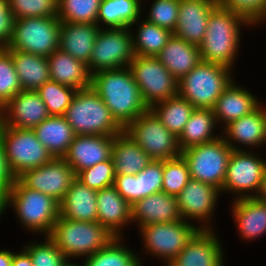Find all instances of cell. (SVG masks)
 Wrapping results in <instances>:
<instances>
[{
	"mask_svg": "<svg viewBox=\"0 0 266 266\" xmlns=\"http://www.w3.org/2000/svg\"><path fill=\"white\" fill-rule=\"evenodd\" d=\"M91 88L123 128L149 109L142 100L129 67L95 72L92 74Z\"/></svg>",
	"mask_w": 266,
	"mask_h": 266,
	"instance_id": "1",
	"label": "cell"
},
{
	"mask_svg": "<svg viewBox=\"0 0 266 266\" xmlns=\"http://www.w3.org/2000/svg\"><path fill=\"white\" fill-rule=\"evenodd\" d=\"M249 26L253 27L243 16L217 5L209 16L204 39L199 45L202 61L235 69L242 41L240 34Z\"/></svg>",
	"mask_w": 266,
	"mask_h": 266,
	"instance_id": "2",
	"label": "cell"
},
{
	"mask_svg": "<svg viewBox=\"0 0 266 266\" xmlns=\"http://www.w3.org/2000/svg\"><path fill=\"white\" fill-rule=\"evenodd\" d=\"M13 208L23 229L49 236L59 218V202L42 192L25 187L18 179L6 193L5 211Z\"/></svg>",
	"mask_w": 266,
	"mask_h": 266,
	"instance_id": "3",
	"label": "cell"
},
{
	"mask_svg": "<svg viewBox=\"0 0 266 266\" xmlns=\"http://www.w3.org/2000/svg\"><path fill=\"white\" fill-rule=\"evenodd\" d=\"M49 237L68 260L74 261L93 255L114 238L99 222L70 220L60 215Z\"/></svg>",
	"mask_w": 266,
	"mask_h": 266,
	"instance_id": "4",
	"label": "cell"
},
{
	"mask_svg": "<svg viewBox=\"0 0 266 266\" xmlns=\"http://www.w3.org/2000/svg\"><path fill=\"white\" fill-rule=\"evenodd\" d=\"M64 117L75 135L111 136L124 131L91 87L75 93Z\"/></svg>",
	"mask_w": 266,
	"mask_h": 266,
	"instance_id": "5",
	"label": "cell"
},
{
	"mask_svg": "<svg viewBox=\"0 0 266 266\" xmlns=\"http://www.w3.org/2000/svg\"><path fill=\"white\" fill-rule=\"evenodd\" d=\"M233 77L234 73L230 68L201 61L178 80V95L195 108L212 109Z\"/></svg>",
	"mask_w": 266,
	"mask_h": 266,
	"instance_id": "6",
	"label": "cell"
},
{
	"mask_svg": "<svg viewBox=\"0 0 266 266\" xmlns=\"http://www.w3.org/2000/svg\"><path fill=\"white\" fill-rule=\"evenodd\" d=\"M194 224L179 220L141 226L138 232L143 241V252L152 259H161L164 266L169 265L200 229L199 224Z\"/></svg>",
	"mask_w": 266,
	"mask_h": 266,
	"instance_id": "7",
	"label": "cell"
},
{
	"mask_svg": "<svg viewBox=\"0 0 266 266\" xmlns=\"http://www.w3.org/2000/svg\"><path fill=\"white\" fill-rule=\"evenodd\" d=\"M0 140L7 165L15 179L27 170L47 164L53 158L33 130L18 129L2 123Z\"/></svg>",
	"mask_w": 266,
	"mask_h": 266,
	"instance_id": "8",
	"label": "cell"
},
{
	"mask_svg": "<svg viewBox=\"0 0 266 266\" xmlns=\"http://www.w3.org/2000/svg\"><path fill=\"white\" fill-rule=\"evenodd\" d=\"M60 24L58 17L13 20L12 36L6 48L48 57L59 49Z\"/></svg>",
	"mask_w": 266,
	"mask_h": 266,
	"instance_id": "9",
	"label": "cell"
},
{
	"mask_svg": "<svg viewBox=\"0 0 266 266\" xmlns=\"http://www.w3.org/2000/svg\"><path fill=\"white\" fill-rule=\"evenodd\" d=\"M232 151L220 136L212 142L181 151V156L188 165L191 179L211 184L221 191Z\"/></svg>",
	"mask_w": 266,
	"mask_h": 266,
	"instance_id": "10",
	"label": "cell"
},
{
	"mask_svg": "<svg viewBox=\"0 0 266 266\" xmlns=\"http://www.w3.org/2000/svg\"><path fill=\"white\" fill-rule=\"evenodd\" d=\"M261 157L256 150H233L221 194L232 193V200L257 197L266 171V161Z\"/></svg>",
	"mask_w": 266,
	"mask_h": 266,
	"instance_id": "11",
	"label": "cell"
},
{
	"mask_svg": "<svg viewBox=\"0 0 266 266\" xmlns=\"http://www.w3.org/2000/svg\"><path fill=\"white\" fill-rule=\"evenodd\" d=\"M124 132L153 160H168L181 156L178 138L148 109L131 121Z\"/></svg>",
	"mask_w": 266,
	"mask_h": 266,
	"instance_id": "12",
	"label": "cell"
},
{
	"mask_svg": "<svg viewBox=\"0 0 266 266\" xmlns=\"http://www.w3.org/2000/svg\"><path fill=\"white\" fill-rule=\"evenodd\" d=\"M129 68L148 108L178 95V80L157 57L135 55Z\"/></svg>",
	"mask_w": 266,
	"mask_h": 266,
	"instance_id": "13",
	"label": "cell"
},
{
	"mask_svg": "<svg viewBox=\"0 0 266 266\" xmlns=\"http://www.w3.org/2000/svg\"><path fill=\"white\" fill-rule=\"evenodd\" d=\"M134 57L130 28H100L87 66L94 74L129 67Z\"/></svg>",
	"mask_w": 266,
	"mask_h": 266,
	"instance_id": "14",
	"label": "cell"
},
{
	"mask_svg": "<svg viewBox=\"0 0 266 266\" xmlns=\"http://www.w3.org/2000/svg\"><path fill=\"white\" fill-rule=\"evenodd\" d=\"M220 195L221 191L215 186L190 179L177 196L182 219L199 223L200 229H214L212 218L215 217Z\"/></svg>",
	"mask_w": 266,
	"mask_h": 266,
	"instance_id": "15",
	"label": "cell"
},
{
	"mask_svg": "<svg viewBox=\"0 0 266 266\" xmlns=\"http://www.w3.org/2000/svg\"><path fill=\"white\" fill-rule=\"evenodd\" d=\"M76 174L64 158L53 157L47 164L27 170L17 179L27 188L42 192L60 202Z\"/></svg>",
	"mask_w": 266,
	"mask_h": 266,
	"instance_id": "16",
	"label": "cell"
},
{
	"mask_svg": "<svg viewBox=\"0 0 266 266\" xmlns=\"http://www.w3.org/2000/svg\"><path fill=\"white\" fill-rule=\"evenodd\" d=\"M263 104L264 102L251 113L230 122L222 130L218 128L233 150L254 151L256 148L257 151L259 147H266V103Z\"/></svg>",
	"mask_w": 266,
	"mask_h": 266,
	"instance_id": "17",
	"label": "cell"
},
{
	"mask_svg": "<svg viewBox=\"0 0 266 266\" xmlns=\"http://www.w3.org/2000/svg\"><path fill=\"white\" fill-rule=\"evenodd\" d=\"M217 234L215 229H199L167 266H225V252Z\"/></svg>",
	"mask_w": 266,
	"mask_h": 266,
	"instance_id": "18",
	"label": "cell"
},
{
	"mask_svg": "<svg viewBox=\"0 0 266 266\" xmlns=\"http://www.w3.org/2000/svg\"><path fill=\"white\" fill-rule=\"evenodd\" d=\"M163 160H152L136 175L116 174L113 186L132 206L137 201L162 191Z\"/></svg>",
	"mask_w": 266,
	"mask_h": 266,
	"instance_id": "19",
	"label": "cell"
},
{
	"mask_svg": "<svg viewBox=\"0 0 266 266\" xmlns=\"http://www.w3.org/2000/svg\"><path fill=\"white\" fill-rule=\"evenodd\" d=\"M115 135H75L63 157L75 174L111 159Z\"/></svg>",
	"mask_w": 266,
	"mask_h": 266,
	"instance_id": "20",
	"label": "cell"
},
{
	"mask_svg": "<svg viewBox=\"0 0 266 266\" xmlns=\"http://www.w3.org/2000/svg\"><path fill=\"white\" fill-rule=\"evenodd\" d=\"M50 115L36 91H20L3 106L2 123L18 129H34Z\"/></svg>",
	"mask_w": 266,
	"mask_h": 266,
	"instance_id": "21",
	"label": "cell"
},
{
	"mask_svg": "<svg viewBox=\"0 0 266 266\" xmlns=\"http://www.w3.org/2000/svg\"><path fill=\"white\" fill-rule=\"evenodd\" d=\"M218 5L213 0H179V14L173 34L199 46L205 36L209 16Z\"/></svg>",
	"mask_w": 266,
	"mask_h": 266,
	"instance_id": "22",
	"label": "cell"
},
{
	"mask_svg": "<svg viewBox=\"0 0 266 266\" xmlns=\"http://www.w3.org/2000/svg\"><path fill=\"white\" fill-rule=\"evenodd\" d=\"M250 90L235 83V77L216 100L212 110L221 130L230 122L254 111L262 102ZM220 124V125H219Z\"/></svg>",
	"mask_w": 266,
	"mask_h": 266,
	"instance_id": "23",
	"label": "cell"
},
{
	"mask_svg": "<svg viewBox=\"0 0 266 266\" xmlns=\"http://www.w3.org/2000/svg\"><path fill=\"white\" fill-rule=\"evenodd\" d=\"M131 209V222L137 224L138 229L149 224L183 220L177 197L163 191L137 201Z\"/></svg>",
	"mask_w": 266,
	"mask_h": 266,
	"instance_id": "24",
	"label": "cell"
},
{
	"mask_svg": "<svg viewBox=\"0 0 266 266\" xmlns=\"http://www.w3.org/2000/svg\"><path fill=\"white\" fill-rule=\"evenodd\" d=\"M131 205L114 186L97 191V222L114 237H123L124 228L132 225Z\"/></svg>",
	"mask_w": 266,
	"mask_h": 266,
	"instance_id": "25",
	"label": "cell"
},
{
	"mask_svg": "<svg viewBox=\"0 0 266 266\" xmlns=\"http://www.w3.org/2000/svg\"><path fill=\"white\" fill-rule=\"evenodd\" d=\"M230 207L238 236L250 242L266 235V203L257 197L233 199Z\"/></svg>",
	"mask_w": 266,
	"mask_h": 266,
	"instance_id": "26",
	"label": "cell"
},
{
	"mask_svg": "<svg viewBox=\"0 0 266 266\" xmlns=\"http://www.w3.org/2000/svg\"><path fill=\"white\" fill-rule=\"evenodd\" d=\"M59 214L65 219L97 222V190L75 178L59 202Z\"/></svg>",
	"mask_w": 266,
	"mask_h": 266,
	"instance_id": "27",
	"label": "cell"
},
{
	"mask_svg": "<svg viewBox=\"0 0 266 266\" xmlns=\"http://www.w3.org/2000/svg\"><path fill=\"white\" fill-rule=\"evenodd\" d=\"M99 29L93 23L61 22L59 49L88 64Z\"/></svg>",
	"mask_w": 266,
	"mask_h": 266,
	"instance_id": "28",
	"label": "cell"
},
{
	"mask_svg": "<svg viewBox=\"0 0 266 266\" xmlns=\"http://www.w3.org/2000/svg\"><path fill=\"white\" fill-rule=\"evenodd\" d=\"M48 64L52 81L77 91L91 87L92 74L85 62L58 49L48 56Z\"/></svg>",
	"mask_w": 266,
	"mask_h": 266,
	"instance_id": "29",
	"label": "cell"
},
{
	"mask_svg": "<svg viewBox=\"0 0 266 266\" xmlns=\"http://www.w3.org/2000/svg\"><path fill=\"white\" fill-rule=\"evenodd\" d=\"M156 57L177 80L187 75L202 61L199 46L188 43L174 34Z\"/></svg>",
	"mask_w": 266,
	"mask_h": 266,
	"instance_id": "30",
	"label": "cell"
},
{
	"mask_svg": "<svg viewBox=\"0 0 266 266\" xmlns=\"http://www.w3.org/2000/svg\"><path fill=\"white\" fill-rule=\"evenodd\" d=\"M32 130L55 158H63L75 138V133L64 116L50 115Z\"/></svg>",
	"mask_w": 266,
	"mask_h": 266,
	"instance_id": "31",
	"label": "cell"
},
{
	"mask_svg": "<svg viewBox=\"0 0 266 266\" xmlns=\"http://www.w3.org/2000/svg\"><path fill=\"white\" fill-rule=\"evenodd\" d=\"M115 174L136 175L153 159L124 131L115 135L112 155Z\"/></svg>",
	"mask_w": 266,
	"mask_h": 266,
	"instance_id": "32",
	"label": "cell"
},
{
	"mask_svg": "<svg viewBox=\"0 0 266 266\" xmlns=\"http://www.w3.org/2000/svg\"><path fill=\"white\" fill-rule=\"evenodd\" d=\"M6 49L12 56L22 90L36 91L45 82L51 80L48 57Z\"/></svg>",
	"mask_w": 266,
	"mask_h": 266,
	"instance_id": "33",
	"label": "cell"
},
{
	"mask_svg": "<svg viewBox=\"0 0 266 266\" xmlns=\"http://www.w3.org/2000/svg\"><path fill=\"white\" fill-rule=\"evenodd\" d=\"M144 1L101 0L96 24L100 28H130L145 12Z\"/></svg>",
	"mask_w": 266,
	"mask_h": 266,
	"instance_id": "34",
	"label": "cell"
},
{
	"mask_svg": "<svg viewBox=\"0 0 266 266\" xmlns=\"http://www.w3.org/2000/svg\"><path fill=\"white\" fill-rule=\"evenodd\" d=\"M216 127L218 128L212 109L195 108L178 137L180 150L218 139L221 134H217Z\"/></svg>",
	"mask_w": 266,
	"mask_h": 266,
	"instance_id": "35",
	"label": "cell"
},
{
	"mask_svg": "<svg viewBox=\"0 0 266 266\" xmlns=\"http://www.w3.org/2000/svg\"><path fill=\"white\" fill-rule=\"evenodd\" d=\"M134 25H137V30H135ZM130 31L133 41V50L137 56L156 57L173 34V32L166 28H162L156 24L148 22L143 18V16L130 26Z\"/></svg>",
	"mask_w": 266,
	"mask_h": 266,
	"instance_id": "36",
	"label": "cell"
},
{
	"mask_svg": "<svg viewBox=\"0 0 266 266\" xmlns=\"http://www.w3.org/2000/svg\"><path fill=\"white\" fill-rule=\"evenodd\" d=\"M123 238L114 237L105 247L84 258L83 266H143V258L135 253L137 251L129 249Z\"/></svg>",
	"mask_w": 266,
	"mask_h": 266,
	"instance_id": "37",
	"label": "cell"
},
{
	"mask_svg": "<svg viewBox=\"0 0 266 266\" xmlns=\"http://www.w3.org/2000/svg\"><path fill=\"white\" fill-rule=\"evenodd\" d=\"M162 124L177 138L190 119L195 107L179 95L162 100L149 108Z\"/></svg>",
	"mask_w": 266,
	"mask_h": 266,
	"instance_id": "38",
	"label": "cell"
},
{
	"mask_svg": "<svg viewBox=\"0 0 266 266\" xmlns=\"http://www.w3.org/2000/svg\"><path fill=\"white\" fill-rule=\"evenodd\" d=\"M101 0H58L61 22L96 24Z\"/></svg>",
	"mask_w": 266,
	"mask_h": 266,
	"instance_id": "39",
	"label": "cell"
},
{
	"mask_svg": "<svg viewBox=\"0 0 266 266\" xmlns=\"http://www.w3.org/2000/svg\"><path fill=\"white\" fill-rule=\"evenodd\" d=\"M36 92L45 103L49 115L64 116L77 90L49 80Z\"/></svg>",
	"mask_w": 266,
	"mask_h": 266,
	"instance_id": "40",
	"label": "cell"
},
{
	"mask_svg": "<svg viewBox=\"0 0 266 266\" xmlns=\"http://www.w3.org/2000/svg\"><path fill=\"white\" fill-rule=\"evenodd\" d=\"M43 241L28 242L23 249L30 255L33 266H63L66 256L58 249L49 236H43Z\"/></svg>",
	"mask_w": 266,
	"mask_h": 266,
	"instance_id": "41",
	"label": "cell"
},
{
	"mask_svg": "<svg viewBox=\"0 0 266 266\" xmlns=\"http://www.w3.org/2000/svg\"><path fill=\"white\" fill-rule=\"evenodd\" d=\"M190 179L188 165L182 156L163 160V192L177 197Z\"/></svg>",
	"mask_w": 266,
	"mask_h": 266,
	"instance_id": "42",
	"label": "cell"
},
{
	"mask_svg": "<svg viewBox=\"0 0 266 266\" xmlns=\"http://www.w3.org/2000/svg\"><path fill=\"white\" fill-rule=\"evenodd\" d=\"M22 91L10 52L0 48V105L5 106Z\"/></svg>",
	"mask_w": 266,
	"mask_h": 266,
	"instance_id": "43",
	"label": "cell"
},
{
	"mask_svg": "<svg viewBox=\"0 0 266 266\" xmlns=\"http://www.w3.org/2000/svg\"><path fill=\"white\" fill-rule=\"evenodd\" d=\"M13 19L57 17L58 0H8Z\"/></svg>",
	"mask_w": 266,
	"mask_h": 266,
	"instance_id": "44",
	"label": "cell"
},
{
	"mask_svg": "<svg viewBox=\"0 0 266 266\" xmlns=\"http://www.w3.org/2000/svg\"><path fill=\"white\" fill-rule=\"evenodd\" d=\"M115 175V168L111 158L107 161L99 162L90 168L79 171L76 174V178L89 188L98 191L113 186Z\"/></svg>",
	"mask_w": 266,
	"mask_h": 266,
	"instance_id": "45",
	"label": "cell"
},
{
	"mask_svg": "<svg viewBox=\"0 0 266 266\" xmlns=\"http://www.w3.org/2000/svg\"><path fill=\"white\" fill-rule=\"evenodd\" d=\"M151 3L144 19L174 32L178 21L179 0H153Z\"/></svg>",
	"mask_w": 266,
	"mask_h": 266,
	"instance_id": "46",
	"label": "cell"
},
{
	"mask_svg": "<svg viewBox=\"0 0 266 266\" xmlns=\"http://www.w3.org/2000/svg\"><path fill=\"white\" fill-rule=\"evenodd\" d=\"M217 2L218 5L243 16L255 28L266 13V0H218Z\"/></svg>",
	"mask_w": 266,
	"mask_h": 266,
	"instance_id": "47",
	"label": "cell"
},
{
	"mask_svg": "<svg viewBox=\"0 0 266 266\" xmlns=\"http://www.w3.org/2000/svg\"><path fill=\"white\" fill-rule=\"evenodd\" d=\"M13 20L8 0H0V48H6L9 44Z\"/></svg>",
	"mask_w": 266,
	"mask_h": 266,
	"instance_id": "48",
	"label": "cell"
},
{
	"mask_svg": "<svg viewBox=\"0 0 266 266\" xmlns=\"http://www.w3.org/2000/svg\"><path fill=\"white\" fill-rule=\"evenodd\" d=\"M14 181L15 178L7 165L4 147L0 140V188L7 193Z\"/></svg>",
	"mask_w": 266,
	"mask_h": 266,
	"instance_id": "49",
	"label": "cell"
},
{
	"mask_svg": "<svg viewBox=\"0 0 266 266\" xmlns=\"http://www.w3.org/2000/svg\"><path fill=\"white\" fill-rule=\"evenodd\" d=\"M12 266H33L30 255L23 249V247L20 251H13Z\"/></svg>",
	"mask_w": 266,
	"mask_h": 266,
	"instance_id": "50",
	"label": "cell"
},
{
	"mask_svg": "<svg viewBox=\"0 0 266 266\" xmlns=\"http://www.w3.org/2000/svg\"><path fill=\"white\" fill-rule=\"evenodd\" d=\"M13 251L0 250V266H12Z\"/></svg>",
	"mask_w": 266,
	"mask_h": 266,
	"instance_id": "51",
	"label": "cell"
},
{
	"mask_svg": "<svg viewBox=\"0 0 266 266\" xmlns=\"http://www.w3.org/2000/svg\"><path fill=\"white\" fill-rule=\"evenodd\" d=\"M257 198L260 201H263L266 203V171H265V175H264V179L262 181V186H261V190L257 196Z\"/></svg>",
	"mask_w": 266,
	"mask_h": 266,
	"instance_id": "52",
	"label": "cell"
},
{
	"mask_svg": "<svg viewBox=\"0 0 266 266\" xmlns=\"http://www.w3.org/2000/svg\"><path fill=\"white\" fill-rule=\"evenodd\" d=\"M5 199H6V193L0 188V215L3 216L5 213Z\"/></svg>",
	"mask_w": 266,
	"mask_h": 266,
	"instance_id": "53",
	"label": "cell"
},
{
	"mask_svg": "<svg viewBox=\"0 0 266 266\" xmlns=\"http://www.w3.org/2000/svg\"><path fill=\"white\" fill-rule=\"evenodd\" d=\"M63 266H83V263L81 265L80 263L78 262L76 263L73 260H67V262Z\"/></svg>",
	"mask_w": 266,
	"mask_h": 266,
	"instance_id": "54",
	"label": "cell"
},
{
	"mask_svg": "<svg viewBox=\"0 0 266 266\" xmlns=\"http://www.w3.org/2000/svg\"><path fill=\"white\" fill-rule=\"evenodd\" d=\"M2 117H3V107L0 105V126L2 124Z\"/></svg>",
	"mask_w": 266,
	"mask_h": 266,
	"instance_id": "55",
	"label": "cell"
},
{
	"mask_svg": "<svg viewBox=\"0 0 266 266\" xmlns=\"http://www.w3.org/2000/svg\"><path fill=\"white\" fill-rule=\"evenodd\" d=\"M265 21H266V13H265V16H264L263 20L258 24V26L259 25L261 26V24H264Z\"/></svg>",
	"mask_w": 266,
	"mask_h": 266,
	"instance_id": "56",
	"label": "cell"
}]
</instances>
